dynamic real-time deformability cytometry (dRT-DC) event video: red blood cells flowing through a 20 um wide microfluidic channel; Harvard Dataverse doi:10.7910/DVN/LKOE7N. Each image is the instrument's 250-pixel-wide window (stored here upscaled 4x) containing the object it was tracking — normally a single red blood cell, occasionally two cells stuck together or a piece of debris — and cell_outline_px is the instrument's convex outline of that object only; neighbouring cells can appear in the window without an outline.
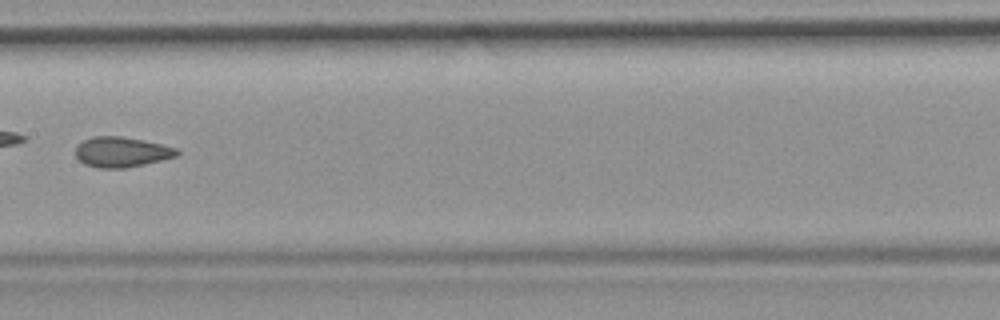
{"species": "common noctule bat (a hibernating species)", "species_latin": "Nyctalus noctula", "temperature_condition": "room temperature", "stored_images_in_passage": 7, "camera_frame_rate_fps": 3000, "um_per_image_px": 0.085, "animal": {"sex": "female", "body_mass_g": 19.9}, "frame": {"image": 1, "passage_image": 6, "time_ms": 6.667, "image_size_px": [1000, 320], "cell_outline_px": [[180, 152], [176, 156], [144, 164], [124, 168], [96, 168], [84, 164], [76, 156], [76, 148], [84, 140], [92, 136], [120, 136], [160, 144], [176, 148]], "centroid_in_image_um": [10.3, 12.93], "position_along_channel_um": 197.1, "area_um2": 17.57}}